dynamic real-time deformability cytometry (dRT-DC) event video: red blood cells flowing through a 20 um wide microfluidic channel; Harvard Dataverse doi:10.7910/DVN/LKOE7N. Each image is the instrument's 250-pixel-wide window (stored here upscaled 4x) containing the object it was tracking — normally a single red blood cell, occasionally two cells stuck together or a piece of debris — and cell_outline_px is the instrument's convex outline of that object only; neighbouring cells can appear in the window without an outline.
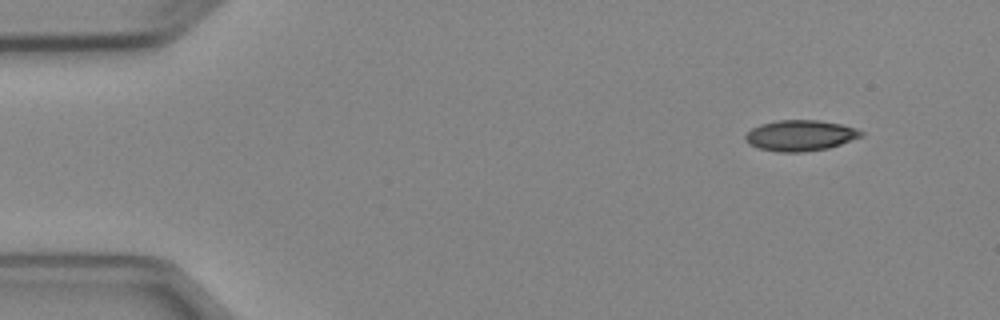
{"species": "Egyptian fruit bat (a non-hibernating species)", "species_latin": "Rousettus aegyptiacus", "temperature_condition": "cold", "stored_images_in_passage": 7, "camera_frame_rate_fps": 3000, "um_per_image_px": 0.085, "animal": {"sex": "female"}, "frame": {"image": 1, "passage_image": 1, "time_ms": 0.0, "image_size_px": [1000, 320], "cell_outline_px": [[864, 136], [828, 148], [804, 152], [776, 152], [760, 148], [748, 144], [744, 140], [744, 136], [752, 128], [760, 124], [776, 120], [820, 120], [840, 124], [856, 128], [864, 132]], "centroid_in_image_um": [68.02, 11.51], "position_along_channel_um": 17.0, "area_um2": 20.92}}
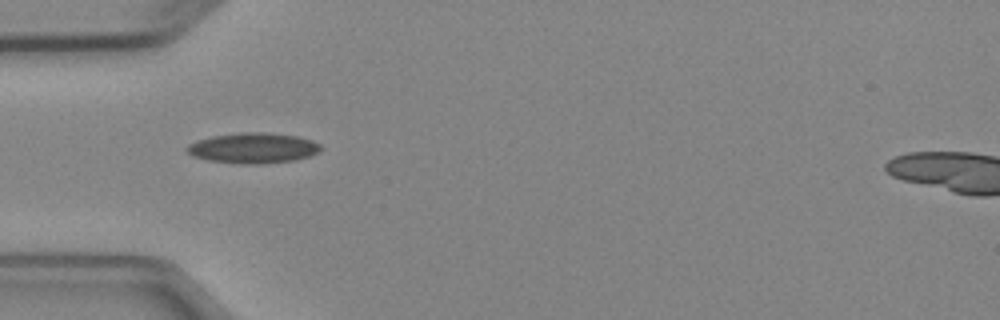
{"frame": {"image": 2, "passage_image": 4, "time_ms": 3.667, "image_size_px": [1000, 320], "cell_outline_px": [[324, 148], [320, 152], [296, 160], [260, 164], [240, 164], [208, 160], [192, 156], [184, 148], [188, 144], [196, 140], [212, 136], [240, 132], [260, 132], [300, 136], [312, 140], [320, 144]], "centroid_in_image_um": [21.53, 12.58], "position_along_channel_um": 63.5, "area_um2": 24.04}}
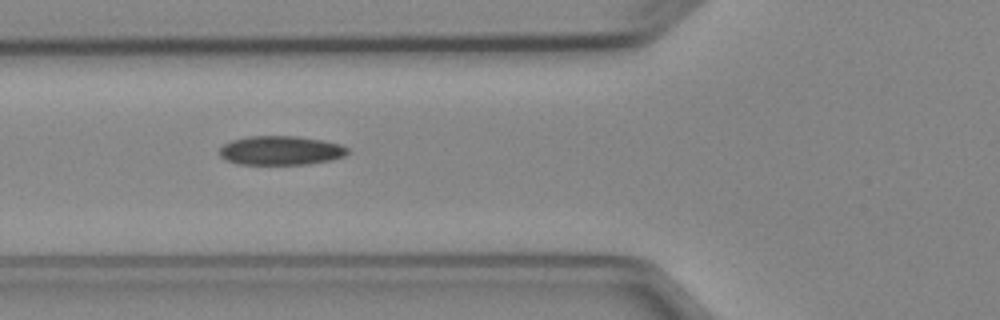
{"frame": {"image": 3, "passage_image": 5, "time_ms": 4.667, "image_size_px": [1000, 320], "cell_outline_px": [[348, 152], [344, 156], [332, 160], [308, 164], [236, 164], [220, 156], [220, 148], [224, 144], [232, 140], [248, 136], [296, 136], [324, 140], [340, 144], [348, 148]], "centroid_in_image_um": [23.88, 12.79], "position_along_channel_um": 101.9, "area_um2": 21.73}}